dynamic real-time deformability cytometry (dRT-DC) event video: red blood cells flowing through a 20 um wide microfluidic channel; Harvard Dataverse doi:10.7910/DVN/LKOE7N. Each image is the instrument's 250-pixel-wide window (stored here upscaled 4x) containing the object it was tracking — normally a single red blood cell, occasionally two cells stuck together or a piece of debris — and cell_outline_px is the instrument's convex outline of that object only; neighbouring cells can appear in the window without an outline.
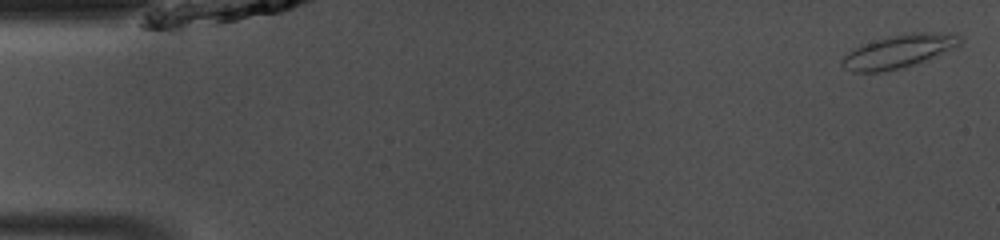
{"species": "common noctule bat (a hibernating species)", "species_latin": "Nyctalus noctula", "temperature_condition": "room temperature", "stored_images_in_passage": 47, "camera_frame_rate_fps": 3000, "um_per_image_px": 0.085, "animal": {"sex": "male", "body_mass_g": 13.0, "forearm_length_mm": 53.1}, "frame": {"image": 1, "passage_image": 1, "time_ms": 0.0, "image_size_px": [1000, 240], "cell_outline_px": [[964, 40], [956, 48], [928, 60], [904, 68], [880, 72], [852, 72], [844, 68], [840, 64], [840, 60], [848, 52], [864, 44], [888, 36], [912, 32], [956, 32]], "centroid_in_image_um": [76.47, 4.36], "position_along_channel_um": 8.5, "area_um2": 23.35}}
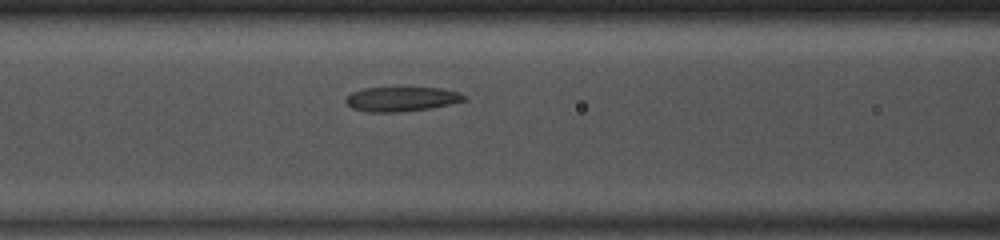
{"frame": {"image": 2, "passage_image": 19, "time_ms": 6.0, "image_size_px": [1000, 240], "cell_outline_px": [[468, 100], [432, 108], [400, 112], [368, 112], [352, 108], [344, 100], [352, 92], [364, 88], [440, 88], [460, 92], [468, 96]], "centroid_in_image_um": [34.19, 8.42], "position_along_channel_um": 132.4, "area_um2": 16.99}}
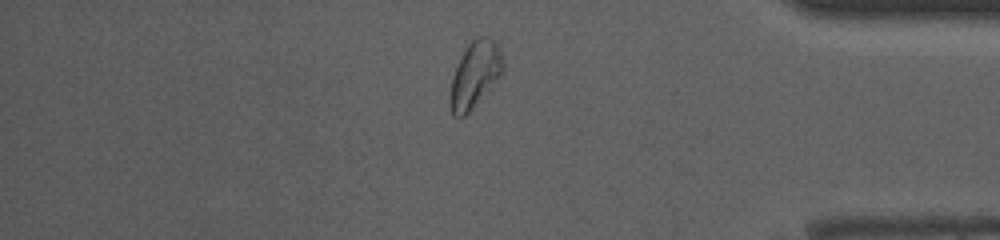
{"frame": {"image": 3, "passage_image": 40, "time_ms": 13.0, "image_size_px": [1000, 240], "cell_outline_px": [[504, 72], [472, 108], [464, 116], [452, 116], [452, 76], [456, 64], [468, 44], [476, 36], [488, 36], [496, 40], [504, 60]], "centroid_in_image_um": [40.42, 6.25], "position_along_channel_um": 394.8, "area_um2": 20.11}, "authors_computed_cell_mechanics": {"area_um2": 18.9584, "velocity_mm_per_s": 4.1219, "shape_relaxation_time_tau1_ms": null, "shape_relaxation_time_tau2_ms": 3.6466, "deformation_change_tau1": null, "deformation_change_tau2": 0.0851}}